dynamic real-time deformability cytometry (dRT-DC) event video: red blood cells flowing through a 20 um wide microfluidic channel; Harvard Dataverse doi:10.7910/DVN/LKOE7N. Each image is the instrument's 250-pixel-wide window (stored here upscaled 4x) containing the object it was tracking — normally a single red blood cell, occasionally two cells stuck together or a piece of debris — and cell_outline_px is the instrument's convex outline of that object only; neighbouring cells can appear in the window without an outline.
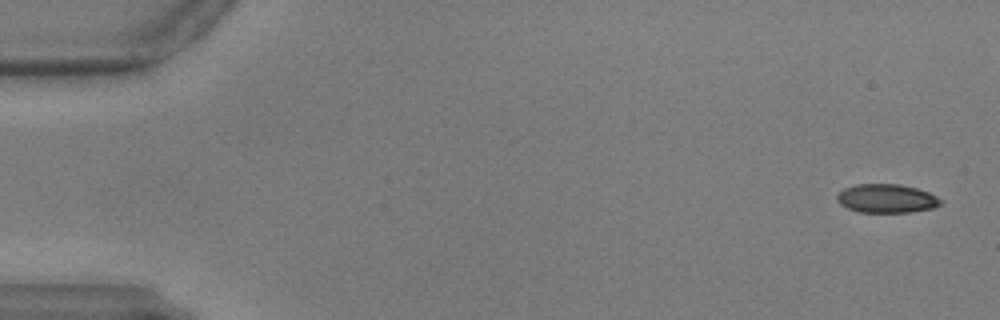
{"species": "common noctule bat (a hibernating species)", "species_latin": "Nyctalus noctula", "temperature_condition": "warm", "stored_images_in_passage": 57, "camera_frame_rate_fps": 3000, "um_per_image_px": 0.085, "animal": {"sex": "male", "body_mass_g": 17.9, "forearm_length_mm": 54.2}, "frame": {"image": 1, "passage_image": 1, "time_ms": 0.0, "image_size_px": [1000, 320], "cell_outline_px": [[944, 200], [940, 204], [932, 208], [912, 212], [860, 212], [848, 208], [840, 204], [836, 200], [836, 196], [844, 188], [856, 184], [900, 184], [916, 188], [928, 192]], "centroid_in_image_um": [75.36, 16.87], "position_along_channel_um": 9.6, "area_um2": 17.34}}
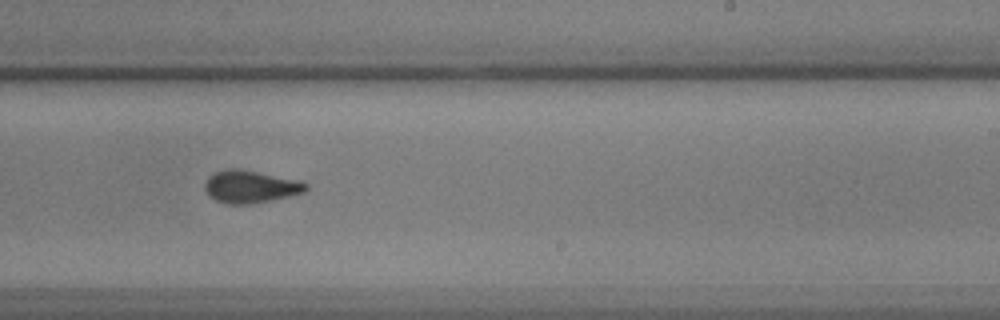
{"frame": {"image": 2, "passage_image": 35, "time_ms": 11.333, "image_size_px": [1000, 320], "cell_outline_px": [[308, 188], [304, 192], [288, 196], [248, 204], [228, 204], [216, 200], [208, 196], [204, 188], [204, 184], [208, 176], [212, 172], [228, 168], [240, 168], [300, 180], [308, 184]], "centroid_in_image_um": [21.25, 15.84], "position_along_channel_um": 267.8, "area_um2": 19.31}}
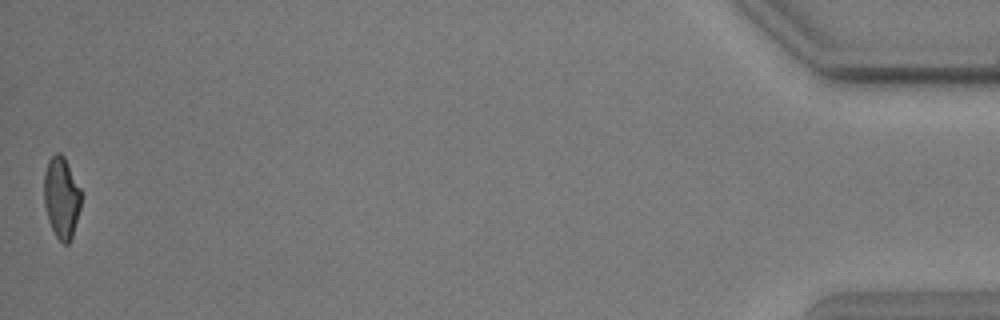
{"frame": {"image": 3, "passage_image": 57, "time_ms": 18.667, "image_size_px": [1000, 320], "cell_outline_px": [[80, 208], [72, 236], [68, 244], [64, 244], [56, 236], [48, 220], [44, 204], [44, 172], [48, 160], [56, 152], [60, 152], [64, 156], [80, 188]], "centroid_in_image_um": [5.21, 16.77], "position_along_channel_um": 430.0, "area_um2": 17.46}}